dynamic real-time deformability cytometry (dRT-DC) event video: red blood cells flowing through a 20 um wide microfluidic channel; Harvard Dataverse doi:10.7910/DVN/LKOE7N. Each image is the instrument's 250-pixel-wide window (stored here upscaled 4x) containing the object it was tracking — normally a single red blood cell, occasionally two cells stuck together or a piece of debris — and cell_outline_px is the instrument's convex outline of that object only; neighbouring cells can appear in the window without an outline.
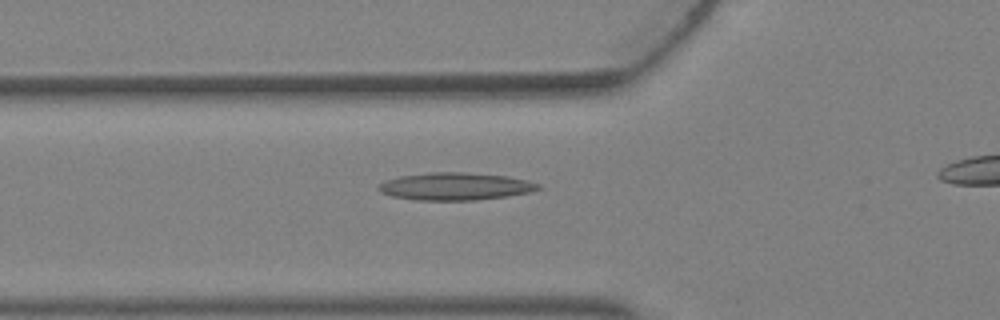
{"species": "Egyptian fruit bat (a non-hibernating species)", "species_latin": "Rousettus aegyptiacus", "temperature_condition": "warm", "stored_images_in_passage": 6, "segment_of_instrument_passage": [1, 2], "camera_frame_rate_fps": 3000, "um_per_image_px": 0.085, "animal": {"sex": "female"}, "frame": {"image": 1, "passage_image": 5, "time_ms": 1.333, "image_size_px": [1000, 320], "cell_outline_px": [[540, 188], [532, 192], [504, 196], [472, 200], [416, 200], [392, 196], [380, 192], [376, 188], [376, 184], [384, 180], [400, 176], [428, 172], [464, 172], [508, 176], [528, 180], [540, 184]], "centroid_in_image_um": [38.65, 15.83], "position_along_channel_um": 87.2, "area_um2": 25.72}}